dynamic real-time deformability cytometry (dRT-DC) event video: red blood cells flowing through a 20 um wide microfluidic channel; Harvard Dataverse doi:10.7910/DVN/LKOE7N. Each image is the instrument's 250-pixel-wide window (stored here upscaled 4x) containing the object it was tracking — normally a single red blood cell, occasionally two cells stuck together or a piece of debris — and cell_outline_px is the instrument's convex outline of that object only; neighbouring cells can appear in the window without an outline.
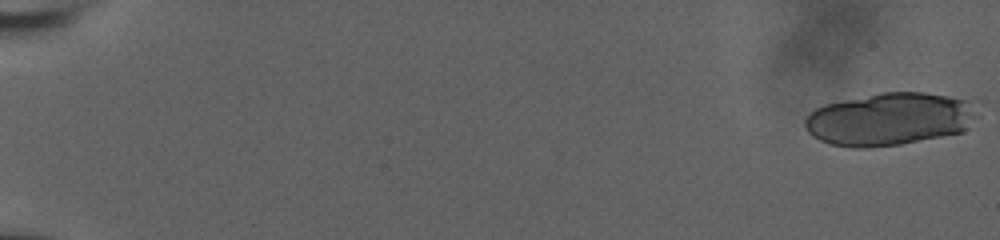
{"species": "human", "species_latin": "Homo sapiens", "temperature_condition": "room temperature", "stored_images_in_passage": 23, "camera_frame_rate_fps": 3000, "um_per_image_px": 0.085, "donor": {"sex": "male"}, "frame": {"image": 1, "passage_image": 1, "time_ms": 0.0, "image_size_px": [1000, 240], "cell_outline_px": [[984, 100], [980, 116], [964, 132], [900, 144], [868, 148], [852, 148], [832, 144], [820, 140], [812, 136], [808, 132], [804, 124], [804, 120], [808, 112], [824, 104], [884, 92], [924, 92], [980, 96]], "centroid_in_image_um": [75.87, 10.07], "position_along_channel_um": 9.1, "area_um2": 55.31}}
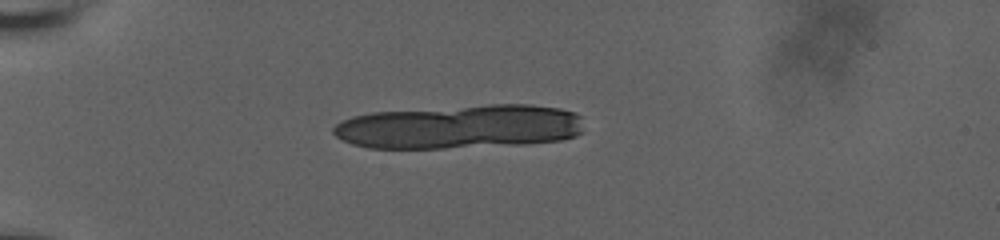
{"frame": {"image": 2, "passage_image": 18, "time_ms": 5.667, "image_size_px": [1000, 240], "cell_outline_px": [[584, 132], [576, 136], [560, 140], [524, 144], [444, 148], [368, 148], [352, 144], [336, 136], [332, 132], [332, 128], [340, 120], [352, 116], [372, 112], [488, 104], [532, 104], [560, 108], [576, 112], [580, 116]], "centroid_in_image_um": [39.1, 10.77], "position_along_channel_um": 45.9, "area_um2": 64.74}}